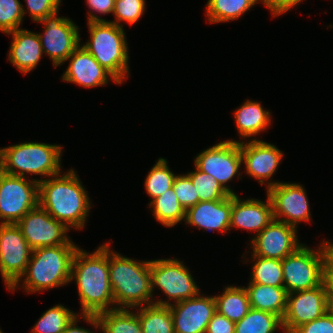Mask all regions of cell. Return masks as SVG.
<instances>
[{
	"mask_svg": "<svg viewBox=\"0 0 333 333\" xmlns=\"http://www.w3.org/2000/svg\"><path fill=\"white\" fill-rule=\"evenodd\" d=\"M259 1L261 2V0H207V21L215 24L236 20Z\"/></svg>",
	"mask_w": 333,
	"mask_h": 333,
	"instance_id": "f1b7e54d",
	"label": "cell"
},
{
	"mask_svg": "<svg viewBox=\"0 0 333 333\" xmlns=\"http://www.w3.org/2000/svg\"><path fill=\"white\" fill-rule=\"evenodd\" d=\"M27 11L22 7L24 16L29 13L32 20L40 22L58 16L62 0H25Z\"/></svg>",
	"mask_w": 333,
	"mask_h": 333,
	"instance_id": "8d00e7d4",
	"label": "cell"
},
{
	"mask_svg": "<svg viewBox=\"0 0 333 333\" xmlns=\"http://www.w3.org/2000/svg\"><path fill=\"white\" fill-rule=\"evenodd\" d=\"M254 262L251 272L252 283L284 287L282 260L263 258L253 255Z\"/></svg>",
	"mask_w": 333,
	"mask_h": 333,
	"instance_id": "4dcf8cb0",
	"label": "cell"
},
{
	"mask_svg": "<svg viewBox=\"0 0 333 333\" xmlns=\"http://www.w3.org/2000/svg\"><path fill=\"white\" fill-rule=\"evenodd\" d=\"M231 209L232 195L222 200L198 202L186 209L184 221L199 229L227 233L230 230Z\"/></svg>",
	"mask_w": 333,
	"mask_h": 333,
	"instance_id": "44dd1931",
	"label": "cell"
},
{
	"mask_svg": "<svg viewBox=\"0 0 333 333\" xmlns=\"http://www.w3.org/2000/svg\"><path fill=\"white\" fill-rule=\"evenodd\" d=\"M293 333H333V315H325L298 327Z\"/></svg>",
	"mask_w": 333,
	"mask_h": 333,
	"instance_id": "f35d334b",
	"label": "cell"
},
{
	"mask_svg": "<svg viewBox=\"0 0 333 333\" xmlns=\"http://www.w3.org/2000/svg\"><path fill=\"white\" fill-rule=\"evenodd\" d=\"M73 280L78 289L81 315H98L116 309L109 278V242L92 253L78 247L72 261L70 282Z\"/></svg>",
	"mask_w": 333,
	"mask_h": 333,
	"instance_id": "6da1fadb",
	"label": "cell"
},
{
	"mask_svg": "<svg viewBox=\"0 0 333 333\" xmlns=\"http://www.w3.org/2000/svg\"><path fill=\"white\" fill-rule=\"evenodd\" d=\"M328 311L329 297L325 281L313 289L289 293L282 318V331L293 333L301 325L322 317Z\"/></svg>",
	"mask_w": 333,
	"mask_h": 333,
	"instance_id": "7c38bea8",
	"label": "cell"
},
{
	"mask_svg": "<svg viewBox=\"0 0 333 333\" xmlns=\"http://www.w3.org/2000/svg\"><path fill=\"white\" fill-rule=\"evenodd\" d=\"M327 252L324 242L316 249L306 244L282 260L284 287L287 294L313 289L325 281Z\"/></svg>",
	"mask_w": 333,
	"mask_h": 333,
	"instance_id": "52a82bcc",
	"label": "cell"
},
{
	"mask_svg": "<svg viewBox=\"0 0 333 333\" xmlns=\"http://www.w3.org/2000/svg\"><path fill=\"white\" fill-rule=\"evenodd\" d=\"M219 314L236 323L250 310V301L245 287L226 286L221 295L214 296Z\"/></svg>",
	"mask_w": 333,
	"mask_h": 333,
	"instance_id": "484cf974",
	"label": "cell"
},
{
	"mask_svg": "<svg viewBox=\"0 0 333 333\" xmlns=\"http://www.w3.org/2000/svg\"><path fill=\"white\" fill-rule=\"evenodd\" d=\"M69 230L83 229L91 203L88 192L74 169L39 180V204Z\"/></svg>",
	"mask_w": 333,
	"mask_h": 333,
	"instance_id": "7a4b0ae2",
	"label": "cell"
},
{
	"mask_svg": "<svg viewBox=\"0 0 333 333\" xmlns=\"http://www.w3.org/2000/svg\"><path fill=\"white\" fill-rule=\"evenodd\" d=\"M90 39L82 46L122 84L129 75V49L124 27L102 19L88 11Z\"/></svg>",
	"mask_w": 333,
	"mask_h": 333,
	"instance_id": "5b68a950",
	"label": "cell"
},
{
	"mask_svg": "<svg viewBox=\"0 0 333 333\" xmlns=\"http://www.w3.org/2000/svg\"><path fill=\"white\" fill-rule=\"evenodd\" d=\"M77 249L75 244L33 249L24 274L9 290L15 292L16 288L22 285L29 294L68 284ZM21 282L23 283L20 284Z\"/></svg>",
	"mask_w": 333,
	"mask_h": 333,
	"instance_id": "3957f363",
	"label": "cell"
},
{
	"mask_svg": "<svg viewBox=\"0 0 333 333\" xmlns=\"http://www.w3.org/2000/svg\"><path fill=\"white\" fill-rule=\"evenodd\" d=\"M175 333H205L209 321L217 312L214 296H197L169 305Z\"/></svg>",
	"mask_w": 333,
	"mask_h": 333,
	"instance_id": "ac0fdd59",
	"label": "cell"
},
{
	"mask_svg": "<svg viewBox=\"0 0 333 333\" xmlns=\"http://www.w3.org/2000/svg\"><path fill=\"white\" fill-rule=\"evenodd\" d=\"M68 60H70L69 65L61 76L65 82L75 83L85 88L107 85L111 79L115 84H119L81 44L66 59Z\"/></svg>",
	"mask_w": 333,
	"mask_h": 333,
	"instance_id": "d6986e66",
	"label": "cell"
},
{
	"mask_svg": "<svg viewBox=\"0 0 333 333\" xmlns=\"http://www.w3.org/2000/svg\"><path fill=\"white\" fill-rule=\"evenodd\" d=\"M80 318V313L76 315L72 321L67 325L62 333H93L91 330L77 326ZM95 333V332H94Z\"/></svg>",
	"mask_w": 333,
	"mask_h": 333,
	"instance_id": "7bdbcfd3",
	"label": "cell"
},
{
	"mask_svg": "<svg viewBox=\"0 0 333 333\" xmlns=\"http://www.w3.org/2000/svg\"><path fill=\"white\" fill-rule=\"evenodd\" d=\"M250 307L276 314L281 319L286 311L287 292L285 287H275L250 282L245 287Z\"/></svg>",
	"mask_w": 333,
	"mask_h": 333,
	"instance_id": "d4e9b609",
	"label": "cell"
},
{
	"mask_svg": "<svg viewBox=\"0 0 333 333\" xmlns=\"http://www.w3.org/2000/svg\"><path fill=\"white\" fill-rule=\"evenodd\" d=\"M266 194L272 203L274 220L296 228L298 223L311 221V211L304 186L299 183L279 182L270 187Z\"/></svg>",
	"mask_w": 333,
	"mask_h": 333,
	"instance_id": "5bb4252c",
	"label": "cell"
},
{
	"mask_svg": "<svg viewBox=\"0 0 333 333\" xmlns=\"http://www.w3.org/2000/svg\"><path fill=\"white\" fill-rule=\"evenodd\" d=\"M146 1L145 0H115L113 15L115 20L110 21L119 27H123L121 22H127L133 25L145 13Z\"/></svg>",
	"mask_w": 333,
	"mask_h": 333,
	"instance_id": "e575fe53",
	"label": "cell"
},
{
	"mask_svg": "<svg viewBox=\"0 0 333 333\" xmlns=\"http://www.w3.org/2000/svg\"><path fill=\"white\" fill-rule=\"evenodd\" d=\"M150 207L154 218L166 227L172 228L185 220L186 210L178 201L173 188L150 201Z\"/></svg>",
	"mask_w": 333,
	"mask_h": 333,
	"instance_id": "83f0119b",
	"label": "cell"
},
{
	"mask_svg": "<svg viewBox=\"0 0 333 333\" xmlns=\"http://www.w3.org/2000/svg\"><path fill=\"white\" fill-rule=\"evenodd\" d=\"M250 243L253 255L277 260H283L303 245L298 240L296 227L277 220H273Z\"/></svg>",
	"mask_w": 333,
	"mask_h": 333,
	"instance_id": "e0dca14e",
	"label": "cell"
},
{
	"mask_svg": "<svg viewBox=\"0 0 333 333\" xmlns=\"http://www.w3.org/2000/svg\"><path fill=\"white\" fill-rule=\"evenodd\" d=\"M17 225L32 249L75 244L67 236L69 229L62 222L54 219L39 205L29 211Z\"/></svg>",
	"mask_w": 333,
	"mask_h": 333,
	"instance_id": "9a60e30c",
	"label": "cell"
},
{
	"mask_svg": "<svg viewBox=\"0 0 333 333\" xmlns=\"http://www.w3.org/2000/svg\"><path fill=\"white\" fill-rule=\"evenodd\" d=\"M325 283L328 289V297L333 299V265L328 262L325 267Z\"/></svg>",
	"mask_w": 333,
	"mask_h": 333,
	"instance_id": "ee69618b",
	"label": "cell"
},
{
	"mask_svg": "<svg viewBox=\"0 0 333 333\" xmlns=\"http://www.w3.org/2000/svg\"><path fill=\"white\" fill-rule=\"evenodd\" d=\"M32 251L17 224L0 223V274L7 290L24 274Z\"/></svg>",
	"mask_w": 333,
	"mask_h": 333,
	"instance_id": "8fae6325",
	"label": "cell"
},
{
	"mask_svg": "<svg viewBox=\"0 0 333 333\" xmlns=\"http://www.w3.org/2000/svg\"><path fill=\"white\" fill-rule=\"evenodd\" d=\"M76 315L78 313L57 304L41 315L31 333H62Z\"/></svg>",
	"mask_w": 333,
	"mask_h": 333,
	"instance_id": "1f68e13d",
	"label": "cell"
},
{
	"mask_svg": "<svg viewBox=\"0 0 333 333\" xmlns=\"http://www.w3.org/2000/svg\"><path fill=\"white\" fill-rule=\"evenodd\" d=\"M303 0H261L274 17L285 14L294 6H297Z\"/></svg>",
	"mask_w": 333,
	"mask_h": 333,
	"instance_id": "60d3db41",
	"label": "cell"
},
{
	"mask_svg": "<svg viewBox=\"0 0 333 333\" xmlns=\"http://www.w3.org/2000/svg\"><path fill=\"white\" fill-rule=\"evenodd\" d=\"M150 273L152 294L158 288L168 299H155L154 304L169 306L171 300L176 303L200 293V288L183 261L174 258L150 260Z\"/></svg>",
	"mask_w": 333,
	"mask_h": 333,
	"instance_id": "ba28073f",
	"label": "cell"
},
{
	"mask_svg": "<svg viewBox=\"0 0 333 333\" xmlns=\"http://www.w3.org/2000/svg\"><path fill=\"white\" fill-rule=\"evenodd\" d=\"M7 35L12 37L8 61L21 73L29 74L37 67L43 55L38 33L21 28Z\"/></svg>",
	"mask_w": 333,
	"mask_h": 333,
	"instance_id": "7402d4cb",
	"label": "cell"
},
{
	"mask_svg": "<svg viewBox=\"0 0 333 333\" xmlns=\"http://www.w3.org/2000/svg\"><path fill=\"white\" fill-rule=\"evenodd\" d=\"M89 9L97 14H113L115 0H86Z\"/></svg>",
	"mask_w": 333,
	"mask_h": 333,
	"instance_id": "b9f144b4",
	"label": "cell"
},
{
	"mask_svg": "<svg viewBox=\"0 0 333 333\" xmlns=\"http://www.w3.org/2000/svg\"><path fill=\"white\" fill-rule=\"evenodd\" d=\"M135 309H137L143 333H175L169 306L153 303Z\"/></svg>",
	"mask_w": 333,
	"mask_h": 333,
	"instance_id": "4316f807",
	"label": "cell"
},
{
	"mask_svg": "<svg viewBox=\"0 0 333 333\" xmlns=\"http://www.w3.org/2000/svg\"><path fill=\"white\" fill-rule=\"evenodd\" d=\"M187 175L190 177L191 182L195 187L196 204L198 202L222 200L231 195L214 177L202 172L196 166L195 171L189 172Z\"/></svg>",
	"mask_w": 333,
	"mask_h": 333,
	"instance_id": "836d02e7",
	"label": "cell"
},
{
	"mask_svg": "<svg viewBox=\"0 0 333 333\" xmlns=\"http://www.w3.org/2000/svg\"><path fill=\"white\" fill-rule=\"evenodd\" d=\"M205 333H235V323L216 312L209 321Z\"/></svg>",
	"mask_w": 333,
	"mask_h": 333,
	"instance_id": "ab89813d",
	"label": "cell"
},
{
	"mask_svg": "<svg viewBox=\"0 0 333 333\" xmlns=\"http://www.w3.org/2000/svg\"><path fill=\"white\" fill-rule=\"evenodd\" d=\"M271 112L264 110L260 102L246 100L234 112V121L241 138L255 137L271 125Z\"/></svg>",
	"mask_w": 333,
	"mask_h": 333,
	"instance_id": "cb8c5ba5",
	"label": "cell"
},
{
	"mask_svg": "<svg viewBox=\"0 0 333 333\" xmlns=\"http://www.w3.org/2000/svg\"><path fill=\"white\" fill-rule=\"evenodd\" d=\"M62 147L56 144L24 142L0 148V170L26 178V173L52 177L61 171Z\"/></svg>",
	"mask_w": 333,
	"mask_h": 333,
	"instance_id": "8992f818",
	"label": "cell"
},
{
	"mask_svg": "<svg viewBox=\"0 0 333 333\" xmlns=\"http://www.w3.org/2000/svg\"><path fill=\"white\" fill-rule=\"evenodd\" d=\"M173 190L178 201L186 210L196 205V191L190 177L187 174L177 175L173 183Z\"/></svg>",
	"mask_w": 333,
	"mask_h": 333,
	"instance_id": "74e56055",
	"label": "cell"
},
{
	"mask_svg": "<svg viewBox=\"0 0 333 333\" xmlns=\"http://www.w3.org/2000/svg\"><path fill=\"white\" fill-rule=\"evenodd\" d=\"M282 329V319L268 311L250 308L248 313L235 323V333H275Z\"/></svg>",
	"mask_w": 333,
	"mask_h": 333,
	"instance_id": "f546056e",
	"label": "cell"
},
{
	"mask_svg": "<svg viewBox=\"0 0 333 333\" xmlns=\"http://www.w3.org/2000/svg\"><path fill=\"white\" fill-rule=\"evenodd\" d=\"M41 23L45 29L38 35L43 53L50 57L54 67L60 66L80 45L79 28L67 17L56 16Z\"/></svg>",
	"mask_w": 333,
	"mask_h": 333,
	"instance_id": "4fadbf2b",
	"label": "cell"
},
{
	"mask_svg": "<svg viewBox=\"0 0 333 333\" xmlns=\"http://www.w3.org/2000/svg\"><path fill=\"white\" fill-rule=\"evenodd\" d=\"M323 242L327 252V262L333 265V243L327 240H324Z\"/></svg>",
	"mask_w": 333,
	"mask_h": 333,
	"instance_id": "f6af8a7d",
	"label": "cell"
},
{
	"mask_svg": "<svg viewBox=\"0 0 333 333\" xmlns=\"http://www.w3.org/2000/svg\"><path fill=\"white\" fill-rule=\"evenodd\" d=\"M109 278L116 308L134 309L154 303L150 260L125 257L111 250L109 243Z\"/></svg>",
	"mask_w": 333,
	"mask_h": 333,
	"instance_id": "277c9868",
	"label": "cell"
},
{
	"mask_svg": "<svg viewBox=\"0 0 333 333\" xmlns=\"http://www.w3.org/2000/svg\"><path fill=\"white\" fill-rule=\"evenodd\" d=\"M194 165L204 173L214 177L231 195L235 192L227 185L234 176L242 179L239 170L242 166L240 140H225L203 150L194 160Z\"/></svg>",
	"mask_w": 333,
	"mask_h": 333,
	"instance_id": "30bf717a",
	"label": "cell"
},
{
	"mask_svg": "<svg viewBox=\"0 0 333 333\" xmlns=\"http://www.w3.org/2000/svg\"><path fill=\"white\" fill-rule=\"evenodd\" d=\"M93 328L103 333H143L139 316L128 308H116L98 315H81Z\"/></svg>",
	"mask_w": 333,
	"mask_h": 333,
	"instance_id": "603a6c76",
	"label": "cell"
},
{
	"mask_svg": "<svg viewBox=\"0 0 333 333\" xmlns=\"http://www.w3.org/2000/svg\"><path fill=\"white\" fill-rule=\"evenodd\" d=\"M329 312L333 315V299H329Z\"/></svg>",
	"mask_w": 333,
	"mask_h": 333,
	"instance_id": "bcb514c9",
	"label": "cell"
},
{
	"mask_svg": "<svg viewBox=\"0 0 333 333\" xmlns=\"http://www.w3.org/2000/svg\"><path fill=\"white\" fill-rule=\"evenodd\" d=\"M167 159L159 158L145 178V190L151 201L173 188L175 175L168 167Z\"/></svg>",
	"mask_w": 333,
	"mask_h": 333,
	"instance_id": "d6a6232c",
	"label": "cell"
},
{
	"mask_svg": "<svg viewBox=\"0 0 333 333\" xmlns=\"http://www.w3.org/2000/svg\"><path fill=\"white\" fill-rule=\"evenodd\" d=\"M39 204V179L12 176L0 170L1 224H17Z\"/></svg>",
	"mask_w": 333,
	"mask_h": 333,
	"instance_id": "9c48e42d",
	"label": "cell"
},
{
	"mask_svg": "<svg viewBox=\"0 0 333 333\" xmlns=\"http://www.w3.org/2000/svg\"><path fill=\"white\" fill-rule=\"evenodd\" d=\"M273 220V207L268 195L267 202L255 198L243 200L237 194L232 195L230 229L240 228L253 231L255 232L253 237H255Z\"/></svg>",
	"mask_w": 333,
	"mask_h": 333,
	"instance_id": "ffe728a7",
	"label": "cell"
},
{
	"mask_svg": "<svg viewBox=\"0 0 333 333\" xmlns=\"http://www.w3.org/2000/svg\"><path fill=\"white\" fill-rule=\"evenodd\" d=\"M20 0H0V31L8 34L21 29L24 19Z\"/></svg>",
	"mask_w": 333,
	"mask_h": 333,
	"instance_id": "d590c367",
	"label": "cell"
},
{
	"mask_svg": "<svg viewBox=\"0 0 333 333\" xmlns=\"http://www.w3.org/2000/svg\"><path fill=\"white\" fill-rule=\"evenodd\" d=\"M240 151L242 163L245 165L244 172L247 175L258 180L261 185H264V182L267 181L266 190L279 183L278 181H271L284 155L278 147L258 138H252V140L248 139L246 142L240 141Z\"/></svg>",
	"mask_w": 333,
	"mask_h": 333,
	"instance_id": "2e32d148",
	"label": "cell"
}]
</instances>
